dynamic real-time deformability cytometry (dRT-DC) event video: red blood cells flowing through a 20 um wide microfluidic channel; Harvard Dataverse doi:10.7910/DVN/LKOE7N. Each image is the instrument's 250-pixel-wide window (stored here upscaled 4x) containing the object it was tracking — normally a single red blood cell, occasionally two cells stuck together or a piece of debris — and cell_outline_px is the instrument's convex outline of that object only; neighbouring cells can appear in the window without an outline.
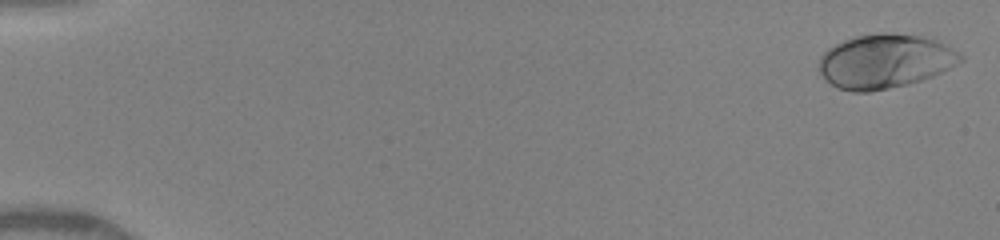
{"species": "human", "species_latin": "Homo sapiens", "temperature_condition": "warm", "stored_images_in_passage": 20, "camera_frame_rate_fps": 3000, "um_per_image_px": 0.085, "donor": {"sex": "female"}, "frame": {"image": 1, "passage_image": 1, "time_ms": 0.0, "image_size_px": [1000, 240], "cell_outline_px": [[964, 60], [932, 76], [908, 84], [868, 92], [852, 92], [836, 88], [824, 80], [820, 72], [820, 56], [828, 48], [844, 40], [856, 36], [880, 32], [888, 32], [920, 36], [936, 40], [952, 48], [964, 56]], "centroid_in_image_um": [75.19, 5.21], "position_along_channel_um": 9.8, "area_um2": 44.56}}
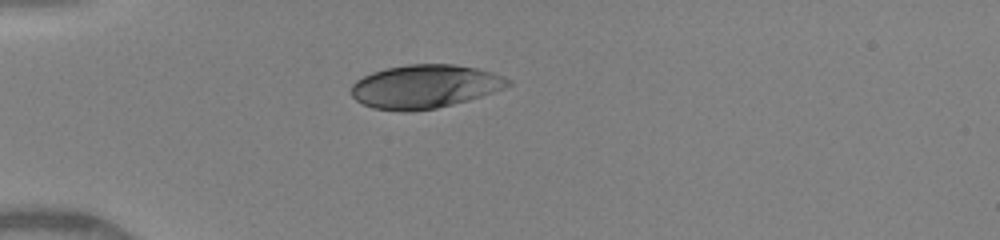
{"frame": {"image": 2, "passage_image": 15, "time_ms": 4.333, "image_size_px": [1000, 240], "cell_outline_px": [[512, 84], [492, 92], [468, 100], [436, 108], [404, 112], [372, 108], [356, 100], [352, 96], [352, 84], [356, 80], [372, 72], [388, 68], [408, 64], [452, 64], [476, 68], [492, 72], [504, 76], [512, 80]], "centroid_in_image_um": [36.11, 7.35], "position_along_channel_um": 48.9, "area_um2": 39.54}}
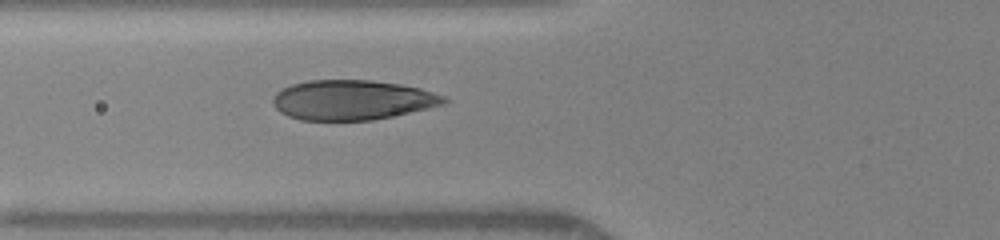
{"frame": {"image": 3, "passage_image": 20, "time_ms": 6.0, "image_size_px": [1000, 240], "cell_outline_px": [[448, 100], [444, 104], [428, 108], [392, 116], [372, 120], [300, 120], [288, 116], [280, 112], [272, 104], [272, 100], [276, 92], [292, 84], [308, 80], [372, 80], [400, 84], [420, 88], [444, 96]], "centroid_in_image_um": [29.92, 8.49], "position_along_channel_um": 95.9, "area_um2": 39.65}}